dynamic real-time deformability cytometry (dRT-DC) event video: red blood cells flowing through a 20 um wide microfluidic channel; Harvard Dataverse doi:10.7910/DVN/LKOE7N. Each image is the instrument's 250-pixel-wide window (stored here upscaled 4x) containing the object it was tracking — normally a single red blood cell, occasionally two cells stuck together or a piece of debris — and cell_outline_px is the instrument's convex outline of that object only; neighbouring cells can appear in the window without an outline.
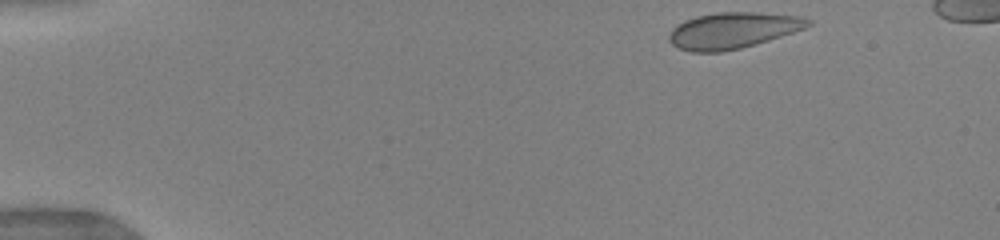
{"species": "human", "species_latin": "Homo sapiens", "temperature_condition": "warm", "stored_images_in_passage": 10, "camera_frame_rate_fps": 3000, "um_per_image_px": 0.085, "donor": {"sex": "female"}, "frame": {"image": 1, "passage_image": 1, "time_ms": 0.0, "image_size_px": [1000, 240], "cell_outline_px": [[812, 24], [804, 28], [768, 40], [740, 48], [720, 52], [692, 52], [680, 48], [672, 44], [668, 40], [668, 36], [672, 28], [684, 20], [696, 16], [716, 12], [756, 12], [804, 16], [812, 20]], "centroid_in_image_um": [62.28, 2.57], "position_along_channel_um": 22.7, "area_um2": 29.25}}